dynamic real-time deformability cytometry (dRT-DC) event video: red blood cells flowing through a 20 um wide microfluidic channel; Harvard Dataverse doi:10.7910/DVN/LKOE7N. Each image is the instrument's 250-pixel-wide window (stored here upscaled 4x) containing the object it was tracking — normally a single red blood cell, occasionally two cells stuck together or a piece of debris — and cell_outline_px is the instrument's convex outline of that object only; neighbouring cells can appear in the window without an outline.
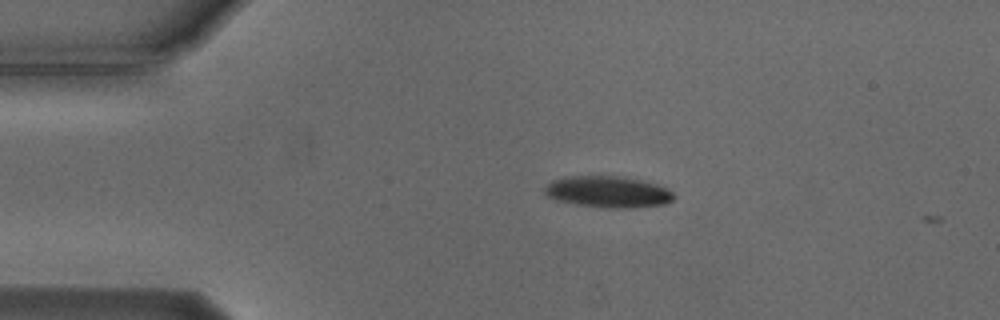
{"species": "Egyptian fruit bat (a non-hibernating species)", "species_latin": "Rousettus aegyptiacus", "temperature_condition": "cold", "stored_images_in_passage": 2, "camera_frame_rate_fps": 3000, "um_per_image_px": 0.085, "animal": {"sex": "male"}, "frame": {"image": 1, "passage_image": 1, "time_ms": 0.0, "image_size_px": [1000, 320], "cell_outline_px": [[676, 196], [672, 200], [664, 204], [632, 208], [608, 208], [576, 204], [556, 200], [548, 196], [544, 192], [544, 188], [552, 180], [572, 176], [616, 176], [640, 180], [656, 184], [672, 192]], "centroid_in_image_um": [51.67, 16.31], "position_along_channel_um": 33.3, "area_um2": 23.41}}